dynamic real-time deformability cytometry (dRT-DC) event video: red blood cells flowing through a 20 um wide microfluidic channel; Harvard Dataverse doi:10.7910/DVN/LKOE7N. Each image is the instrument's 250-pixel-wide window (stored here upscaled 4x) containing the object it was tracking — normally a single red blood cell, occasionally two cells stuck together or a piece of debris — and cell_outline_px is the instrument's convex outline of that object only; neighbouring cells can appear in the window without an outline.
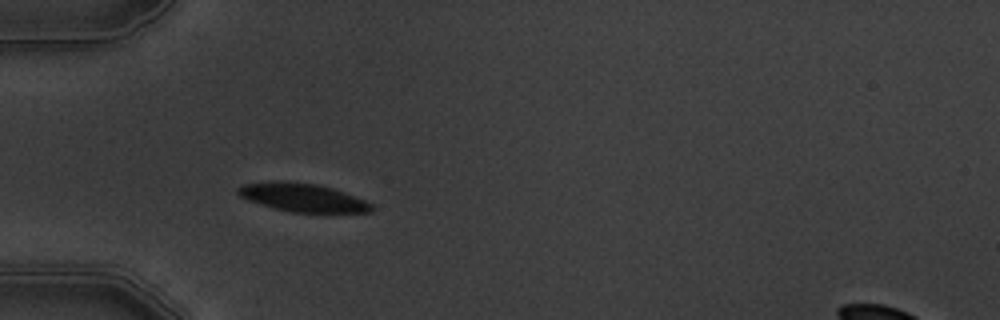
{"species": "common noctule bat (a hibernating species)", "species_latin": "Nyctalus noctula", "temperature_condition": "warm", "stored_images_in_passage": 3, "camera_frame_rate_fps": 3000, "um_per_image_px": 0.085, "animal": {"sex": "male", "body_mass_g": 19.5, "forearm_length_mm": 54.6}, "frame": {"image": 1, "passage_image": 3, "time_ms": 2.333, "image_size_px": [1000, 320], "cell_outline_px": [[376, 208], [372, 212], [292, 212], [272, 208], [248, 200], [240, 196], [236, 192], [236, 188], [244, 184], [280, 180], [284, 180], [316, 184], [332, 188], [344, 192], [364, 200], [372, 204]], "centroid_in_image_um": [25.71, 16.78], "position_along_channel_um": 59.3, "area_um2": 22.08}}